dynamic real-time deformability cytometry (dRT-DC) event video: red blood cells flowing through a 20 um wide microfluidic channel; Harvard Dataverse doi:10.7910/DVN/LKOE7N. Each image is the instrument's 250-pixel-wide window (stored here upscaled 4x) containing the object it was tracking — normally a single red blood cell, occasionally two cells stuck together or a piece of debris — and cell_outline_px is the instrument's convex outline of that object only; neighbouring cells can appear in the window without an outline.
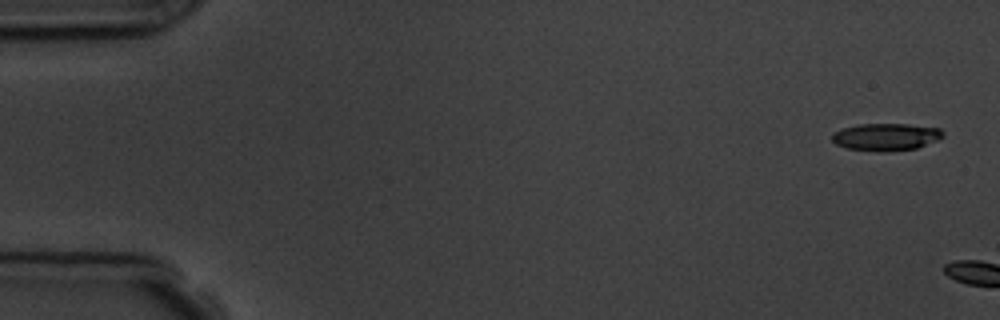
{"species": "common noctule bat (a hibernating species)", "species_latin": "Nyctalus noctula", "temperature_condition": "room temperature", "stored_images_in_passage": 2, "camera_frame_rate_fps": 3000, "um_per_image_px": 0.085, "animal": {"sex": "male", "body_mass_g": 19.5, "forearm_length_mm": 54.6}, "frame": {"image": 1, "passage_image": 1, "time_ms": 0.0, "image_size_px": [1000, 320], "cell_outline_px": [[944, 136], [936, 140], [916, 148], [884, 152], [880, 152], [848, 148], [836, 144], [832, 140], [832, 132], [840, 128], [856, 124], [908, 124], [940, 128], [944, 132]], "centroid_in_image_um": [75.27, 11.62], "position_along_channel_um": 9.7, "area_um2": 17.74}}